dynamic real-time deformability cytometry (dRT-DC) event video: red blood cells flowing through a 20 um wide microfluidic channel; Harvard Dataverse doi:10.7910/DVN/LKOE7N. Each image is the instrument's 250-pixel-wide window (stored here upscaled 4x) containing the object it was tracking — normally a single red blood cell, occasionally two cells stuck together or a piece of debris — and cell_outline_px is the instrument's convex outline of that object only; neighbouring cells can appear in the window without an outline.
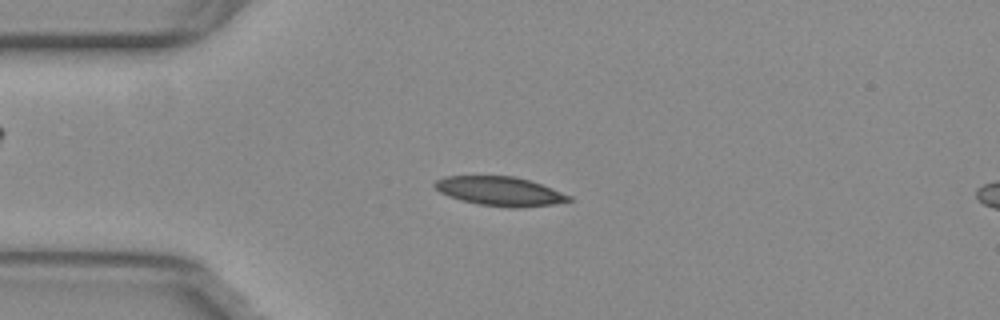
{"species": "common noctule bat (a hibernating species)", "species_latin": "Nyctalus noctula", "temperature_condition": "warm", "stored_images_in_passage": 53, "camera_frame_rate_fps": 3000, "um_per_image_px": 0.085, "animal": {"sex": "female", "body_mass_g": 29.2, "forearm_length_mm": 56.3}, "frame": {"image": 1, "passage_image": 12, "time_ms": 3.667, "image_size_px": [1000, 320], "cell_outline_px": [[572, 200], [552, 204], [520, 208], [512, 208], [480, 204], [460, 200], [448, 196], [440, 192], [432, 184], [436, 180], [444, 176], [512, 176], [528, 180], [552, 188], [572, 196]], "centroid_in_image_um": [42.47, 16.25], "position_along_channel_um": 42.5, "area_um2": 22.66}}
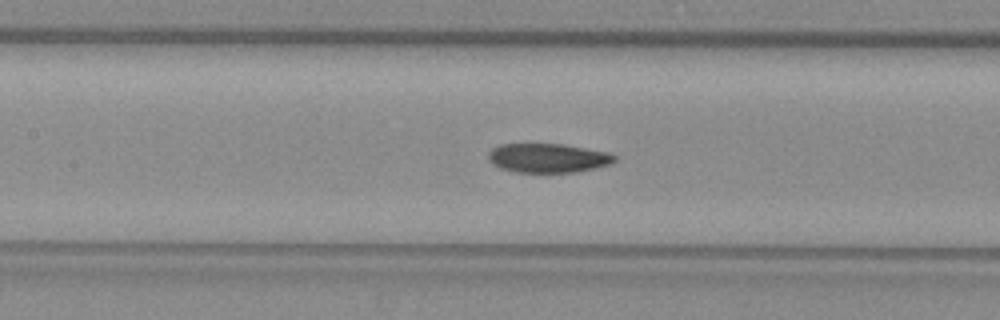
{"frame": {"image": 2, "passage_image": 23, "time_ms": 7.333, "image_size_px": [1000, 320], "cell_outline_px": [[616, 160], [612, 164], [596, 168], [576, 172], [516, 172], [500, 168], [492, 164], [488, 160], [488, 152], [492, 148], [500, 144], [564, 144], [608, 152], [616, 156]], "centroid_in_image_um": [46.58, 13.43], "position_along_channel_um": 160.8, "area_um2": 21.62}}
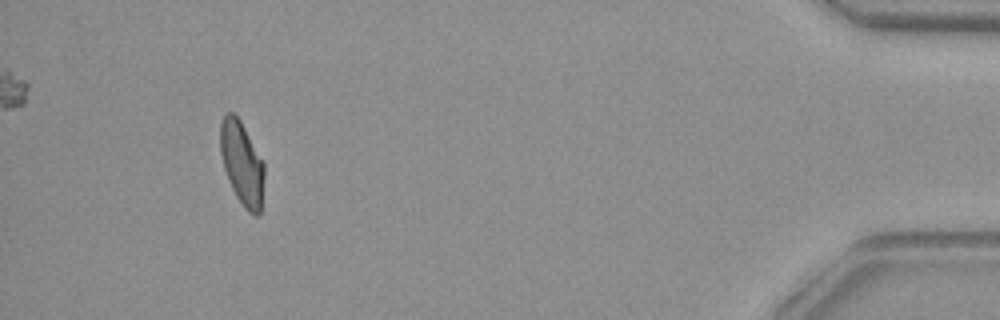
{"frame": {"image": 3, "passage_image": 49, "time_ms": 16.0, "image_size_px": [1000, 320], "cell_outline_px": [[264, 176], [260, 216], [256, 216], [248, 212], [244, 208], [236, 196], [232, 188], [224, 168], [220, 152], [220, 120], [228, 112], [232, 112], [240, 120], [264, 160]], "centroid_in_image_um": [20.58, 13.88], "position_along_channel_um": 414.6, "area_um2": 21.56}, "authors_computed_cell_mechanics": {"area_um2": 22.1374, "velocity_mm_per_s": 3.781, "shape_relaxation_time_tau1_ms": 9.1103, "shape_relaxation_time_tau2_ms": 3.0837, "deformation_change_tau1": 0.212, "deformation_change_tau2": 0.0867}}